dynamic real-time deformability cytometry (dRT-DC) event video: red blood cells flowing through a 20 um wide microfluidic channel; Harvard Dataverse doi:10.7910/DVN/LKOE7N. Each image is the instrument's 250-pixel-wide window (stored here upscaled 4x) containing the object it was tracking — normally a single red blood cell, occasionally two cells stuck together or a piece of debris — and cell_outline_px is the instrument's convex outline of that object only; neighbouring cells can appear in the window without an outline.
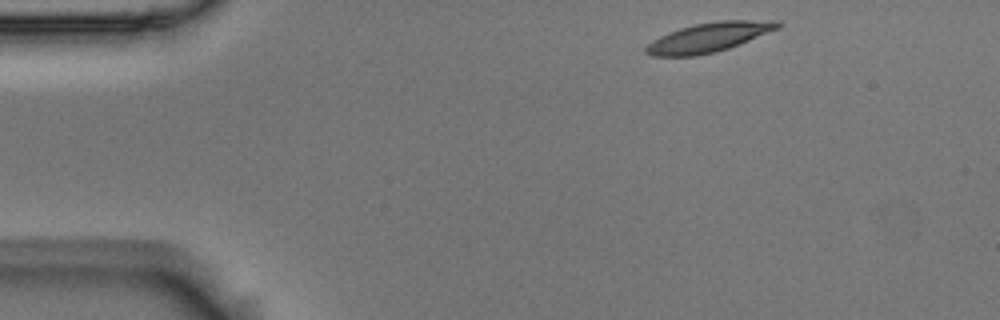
{"species": "Egyptian fruit bat (a non-hibernating species)", "species_latin": "Rousettus aegyptiacus", "temperature_condition": "room temperature", "stored_images_in_passage": 48, "camera_frame_rate_fps": 3000, "um_per_image_px": 0.085, "animal": {"sex": "male"}, "frame": {"image": 1, "passage_image": 1, "time_ms": 0.0, "image_size_px": [1000, 320], "cell_outline_px": [[780, 28], [728, 48], [716, 52], [696, 56], [652, 56], [644, 52], [644, 48], [652, 40], [668, 32], [680, 28], [696, 24], [720, 20], [780, 20]], "centroid_in_image_um": [60.24, 3.17], "position_along_channel_um": 24.8, "area_um2": 22.54}}
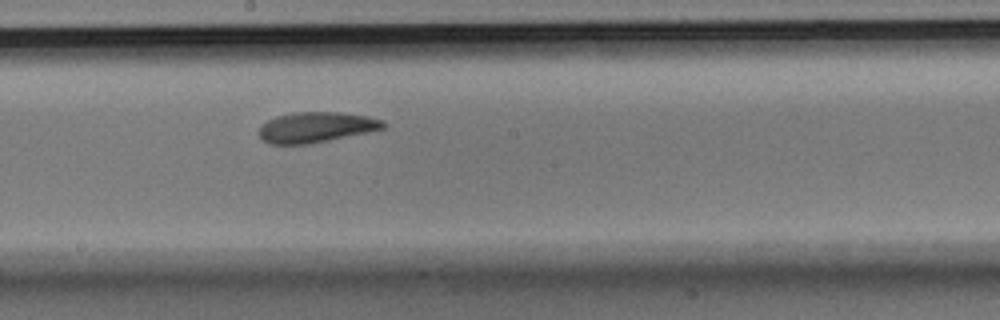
{"frame": {"image": 2, "passage_image": 23, "time_ms": 7.333, "image_size_px": [1000, 320], "cell_outline_px": [[388, 124], [384, 128], [368, 132], [308, 144], [268, 144], [260, 136], [260, 128], [268, 120], [276, 116], [296, 112], [340, 112], [368, 116], [384, 120]], "centroid_in_image_um": [26.91, 10.81], "position_along_channel_um": 221.3, "area_um2": 21.91}}
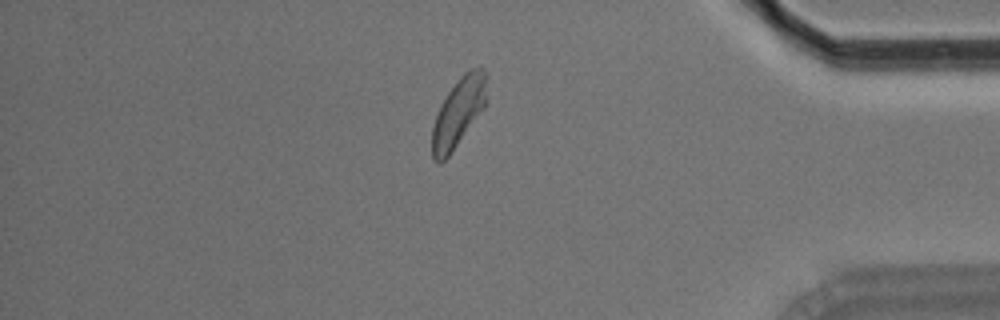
{"frame": {"image": 3, "passage_image": 40, "time_ms": 13.0, "image_size_px": [1000, 320], "cell_outline_px": [[488, 76], [484, 108], [448, 156], [440, 164], [432, 160], [432, 128], [440, 104], [448, 92], [460, 76], [464, 72], [472, 68], [484, 68]], "centroid_in_image_um": [38.97, 9.52], "position_along_channel_um": 396.2, "area_um2": 21.79}, "authors_computed_cell_mechanics": {"area_um2": 21.9929, "velocity_mm_per_s": 3.6282, "shape_relaxation_time_tau1_ms": 4.5254, "shape_relaxation_time_tau2_ms": 2.5891, "deformation_change_tau1": 0.1578, "deformation_change_tau2": 0.1002}}